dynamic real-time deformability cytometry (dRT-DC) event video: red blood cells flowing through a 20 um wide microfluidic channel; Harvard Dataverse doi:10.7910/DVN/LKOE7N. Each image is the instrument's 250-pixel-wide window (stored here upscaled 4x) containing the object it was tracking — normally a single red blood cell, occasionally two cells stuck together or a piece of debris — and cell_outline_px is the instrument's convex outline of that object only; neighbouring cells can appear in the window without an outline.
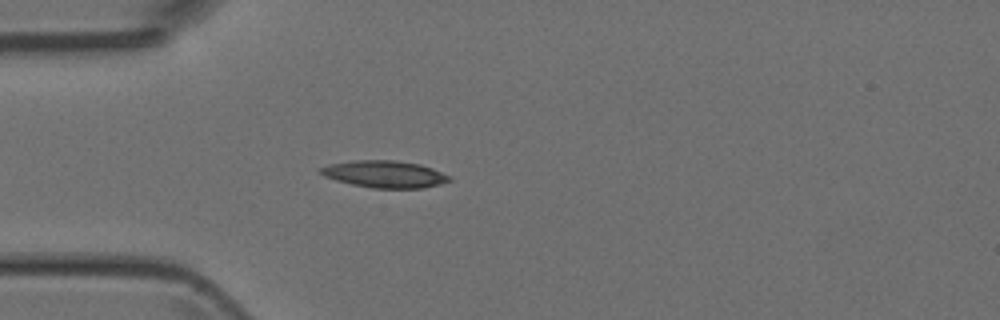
{"species": "Egyptian fruit bat (a non-hibernating species)", "species_latin": "Rousettus aegyptiacus", "temperature_condition": "room temperature", "stored_images_in_passage": 4, "camera_frame_rate_fps": 3000, "um_per_image_px": 0.085, "animal": {"sex": "female"}, "frame": {"image": 1, "passage_image": 4, "time_ms": 4.333, "image_size_px": [1000, 320], "cell_outline_px": [[452, 180], [440, 184], [424, 188], [372, 188], [352, 184], [336, 180], [324, 176], [320, 172], [320, 168], [328, 164], [352, 160], [396, 160], [420, 164], [432, 168], [452, 176]], "centroid_in_image_um": [32.72, 14.8], "position_along_channel_um": 52.3, "area_um2": 20.4}}